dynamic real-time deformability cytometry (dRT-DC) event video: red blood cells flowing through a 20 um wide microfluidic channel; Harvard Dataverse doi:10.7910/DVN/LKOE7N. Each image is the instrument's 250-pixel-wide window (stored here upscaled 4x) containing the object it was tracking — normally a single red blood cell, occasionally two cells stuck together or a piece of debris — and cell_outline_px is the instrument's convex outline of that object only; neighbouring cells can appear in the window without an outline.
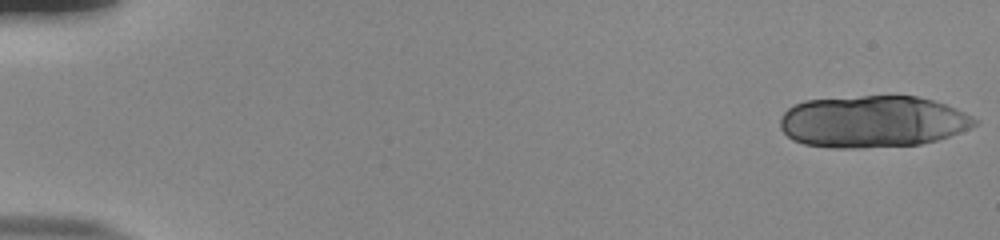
{"species": "human", "species_latin": "Homo sapiens", "temperature_condition": "room temperature", "stored_images_in_passage": 18, "camera_frame_rate_fps": 3000, "um_per_image_px": 0.085, "donor": {"sex": "male"}, "frame": {"image": 1, "passage_image": 1, "time_ms": 0.0, "image_size_px": [1000, 240], "cell_outline_px": [[980, 120], [976, 124], [960, 132], [936, 140], [920, 144], [864, 148], [828, 148], [804, 144], [792, 140], [780, 128], [780, 116], [792, 104], [804, 100], [860, 96], [916, 96], [932, 100], [956, 108]], "centroid_in_image_um": [74.13, 10.34], "position_along_channel_um": 10.9, "area_um2": 59.13}}